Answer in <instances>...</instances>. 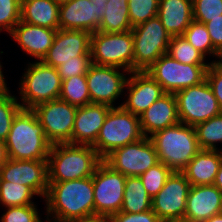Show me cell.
<instances>
[{
    "instance_id": "43",
    "label": "cell",
    "mask_w": 222,
    "mask_h": 222,
    "mask_svg": "<svg viewBox=\"0 0 222 222\" xmlns=\"http://www.w3.org/2000/svg\"><path fill=\"white\" fill-rule=\"evenodd\" d=\"M204 24L210 35L213 48L220 54L222 52V15Z\"/></svg>"
},
{
    "instance_id": "24",
    "label": "cell",
    "mask_w": 222,
    "mask_h": 222,
    "mask_svg": "<svg viewBox=\"0 0 222 222\" xmlns=\"http://www.w3.org/2000/svg\"><path fill=\"white\" fill-rule=\"evenodd\" d=\"M221 162V150L201 149L181 172L191 186L211 185L215 181Z\"/></svg>"
},
{
    "instance_id": "33",
    "label": "cell",
    "mask_w": 222,
    "mask_h": 222,
    "mask_svg": "<svg viewBox=\"0 0 222 222\" xmlns=\"http://www.w3.org/2000/svg\"><path fill=\"white\" fill-rule=\"evenodd\" d=\"M183 36L206 58L207 56L215 57L216 60H210V62H217L219 53L213 48V43L204 23L193 20L185 30Z\"/></svg>"
},
{
    "instance_id": "13",
    "label": "cell",
    "mask_w": 222,
    "mask_h": 222,
    "mask_svg": "<svg viewBox=\"0 0 222 222\" xmlns=\"http://www.w3.org/2000/svg\"><path fill=\"white\" fill-rule=\"evenodd\" d=\"M103 161L126 177H139L159 162L155 146L149 137L114 149Z\"/></svg>"
},
{
    "instance_id": "51",
    "label": "cell",
    "mask_w": 222,
    "mask_h": 222,
    "mask_svg": "<svg viewBox=\"0 0 222 222\" xmlns=\"http://www.w3.org/2000/svg\"><path fill=\"white\" fill-rule=\"evenodd\" d=\"M107 0H93L94 4L105 5Z\"/></svg>"
},
{
    "instance_id": "49",
    "label": "cell",
    "mask_w": 222,
    "mask_h": 222,
    "mask_svg": "<svg viewBox=\"0 0 222 222\" xmlns=\"http://www.w3.org/2000/svg\"><path fill=\"white\" fill-rule=\"evenodd\" d=\"M44 218L46 219V222H62L61 220L53 218V217H50L48 215H45ZM42 220H44V219L41 218L38 222H44Z\"/></svg>"
},
{
    "instance_id": "7",
    "label": "cell",
    "mask_w": 222,
    "mask_h": 222,
    "mask_svg": "<svg viewBox=\"0 0 222 222\" xmlns=\"http://www.w3.org/2000/svg\"><path fill=\"white\" fill-rule=\"evenodd\" d=\"M91 63L134 71V42L130 31L122 33H91Z\"/></svg>"
},
{
    "instance_id": "2",
    "label": "cell",
    "mask_w": 222,
    "mask_h": 222,
    "mask_svg": "<svg viewBox=\"0 0 222 222\" xmlns=\"http://www.w3.org/2000/svg\"><path fill=\"white\" fill-rule=\"evenodd\" d=\"M9 159L48 160L52 144L32 110L21 109L14 117L5 141Z\"/></svg>"
},
{
    "instance_id": "3",
    "label": "cell",
    "mask_w": 222,
    "mask_h": 222,
    "mask_svg": "<svg viewBox=\"0 0 222 222\" xmlns=\"http://www.w3.org/2000/svg\"><path fill=\"white\" fill-rule=\"evenodd\" d=\"M102 161L92 146L54 144L48 155L49 183L93 176Z\"/></svg>"
},
{
    "instance_id": "30",
    "label": "cell",
    "mask_w": 222,
    "mask_h": 222,
    "mask_svg": "<svg viewBox=\"0 0 222 222\" xmlns=\"http://www.w3.org/2000/svg\"><path fill=\"white\" fill-rule=\"evenodd\" d=\"M194 129L200 149L222 151V148H218V143H222V112L207 121L198 123Z\"/></svg>"
},
{
    "instance_id": "29",
    "label": "cell",
    "mask_w": 222,
    "mask_h": 222,
    "mask_svg": "<svg viewBox=\"0 0 222 222\" xmlns=\"http://www.w3.org/2000/svg\"><path fill=\"white\" fill-rule=\"evenodd\" d=\"M38 195L26 185L0 180V204L3 207L36 205Z\"/></svg>"
},
{
    "instance_id": "37",
    "label": "cell",
    "mask_w": 222,
    "mask_h": 222,
    "mask_svg": "<svg viewBox=\"0 0 222 222\" xmlns=\"http://www.w3.org/2000/svg\"><path fill=\"white\" fill-rule=\"evenodd\" d=\"M21 0H0V33L10 34L20 21Z\"/></svg>"
},
{
    "instance_id": "17",
    "label": "cell",
    "mask_w": 222,
    "mask_h": 222,
    "mask_svg": "<svg viewBox=\"0 0 222 222\" xmlns=\"http://www.w3.org/2000/svg\"><path fill=\"white\" fill-rule=\"evenodd\" d=\"M125 90L127 99L118 103V107L139 117L166 93L146 71L130 72Z\"/></svg>"
},
{
    "instance_id": "22",
    "label": "cell",
    "mask_w": 222,
    "mask_h": 222,
    "mask_svg": "<svg viewBox=\"0 0 222 222\" xmlns=\"http://www.w3.org/2000/svg\"><path fill=\"white\" fill-rule=\"evenodd\" d=\"M112 107L90 103L78 107L72 131V144L92 146L98 137L105 118Z\"/></svg>"
},
{
    "instance_id": "15",
    "label": "cell",
    "mask_w": 222,
    "mask_h": 222,
    "mask_svg": "<svg viewBox=\"0 0 222 222\" xmlns=\"http://www.w3.org/2000/svg\"><path fill=\"white\" fill-rule=\"evenodd\" d=\"M190 187L182 172L173 171L164 187L152 197V211L162 222H183Z\"/></svg>"
},
{
    "instance_id": "41",
    "label": "cell",
    "mask_w": 222,
    "mask_h": 222,
    "mask_svg": "<svg viewBox=\"0 0 222 222\" xmlns=\"http://www.w3.org/2000/svg\"><path fill=\"white\" fill-rule=\"evenodd\" d=\"M206 80L222 110V67L217 62H210L206 71Z\"/></svg>"
},
{
    "instance_id": "50",
    "label": "cell",
    "mask_w": 222,
    "mask_h": 222,
    "mask_svg": "<svg viewBox=\"0 0 222 222\" xmlns=\"http://www.w3.org/2000/svg\"><path fill=\"white\" fill-rule=\"evenodd\" d=\"M59 6L62 4H66L70 2L71 0H54Z\"/></svg>"
},
{
    "instance_id": "42",
    "label": "cell",
    "mask_w": 222,
    "mask_h": 222,
    "mask_svg": "<svg viewBox=\"0 0 222 222\" xmlns=\"http://www.w3.org/2000/svg\"><path fill=\"white\" fill-rule=\"evenodd\" d=\"M104 222H162L151 210L139 213L118 212L109 216Z\"/></svg>"
},
{
    "instance_id": "38",
    "label": "cell",
    "mask_w": 222,
    "mask_h": 222,
    "mask_svg": "<svg viewBox=\"0 0 222 222\" xmlns=\"http://www.w3.org/2000/svg\"><path fill=\"white\" fill-rule=\"evenodd\" d=\"M0 222H38L41 219L37 205L5 207ZM39 210V211H38Z\"/></svg>"
},
{
    "instance_id": "21",
    "label": "cell",
    "mask_w": 222,
    "mask_h": 222,
    "mask_svg": "<svg viewBox=\"0 0 222 222\" xmlns=\"http://www.w3.org/2000/svg\"><path fill=\"white\" fill-rule=\"evenodd\" d=\"M57 30L19 21L9 36L20 49L36 61H41L51 48Z\"/></svg>"
},
{
    "instance_id": "23",
    "label": "cell",
    "mask_w": 222,
    "mask_h": 222,
    "mask_svg": "<svg viewBox=\"0 0 222 222\" xmlns=\"http://www.w3.org/2000/svg\"><path fill=\"white\" fill-rule=\"evenodd\" d=\"M144 137L179 123L177 102L174 93H165L154 102L140 117Z\"/></svg>"
},
{
    "instance_id": "4",
    "label": "cell",
    "mask_w": 222,
    "mask_h": 222,
    "mask_svg": "<svg viewBox=\"0 0 222 222\" xmlns=\"http://www.w3.org/2000/svg\"><path fill=\"white\" fill-rule=\"evenodd\" d=\"M149 138L155 146L158 160L172 171L181 172L201 150L194 126L181 122L157 131Z\"/></svg>"
},
{
    "instance_id": "20",
    "label": "cell",
    "mask_w": 222,
    "mask_h": 222,
    "mask_svg": "<svg viewBox=\"0 0 222 222\" xmlns=\"http://www.w3.org/2000/svg\"><path fill=\"white\" fill-rule=\"evenodd\" d=\"M222 213V192L213 184L191 186L183 222H204Z\"/></svg>"
},
{
    "instance_id": "25",
    "label": "cell",
    "mask_w": 222,
    "mask_h": 222,
    "mask_svg": "<svg viewBox=\"0 0 222 222\" xmlns=\"http://www.w3.org/2000/svg\"><path fill=\"white\" fill-rule=\"evenodd\" d=\"M157 17L171 37L183 35L193 21L192 0H159Z\"/></svg>"
},
{
    "instance_id": "18",
    "label": "cell",
    "mask_w": 222,
    "mask_h": 222,
    "mask_svg": "<svg viewBox=\"0 0 222 222\" xmlns=\"http://www.w3.org/2000/svg\"><path fill=\"white\" fill-rule=\"evenodd\" d=\"M91 33L83 30L58 29L51 48L41 60L54 68L79 56L90 55Z\"/></svg>"
},
{
    "instance_id": "52",
    "label": "cell",
    "mask_w": 222,
    "mask_h": 222,
    "mask_svg": "<svg viewBox=\"0 0 222 222\" xmlns=\"http://www.w3.org/2000/svg\"><path fill=\"white\" fill-rule=\"evenodd\" d=\"M217 63L222 67V52L219 54Z\"/></svg>"
},
{
    "instance_id": "6",
    "label": "cell",
    "mask_w": 222,
    "mask_h": 222,
    "mask_svg": "<svg viewBox=\"0 0 222 222\" xmlns=\"http://www.w3.org/2000/svg\"><path fill=\"white\" fill-rule=\"evenodd\" d=\"M142 138H144V135L141 130L139 116L124 110L122 107H112L92 147L104 159L114 149Z\"/></svg>"
},
{
    "instance_id": "34",
    "label": "cell",
    "mask_w": 222,
    "mask_h": 222,
    "mask_svg": "<svg viewBox=\"0 0 222 222\" xmlns=\"http://www.w3.org/2000/svg\"><path fill=\"white\" fill-rule=\"evenodd\" d=\"M10 88L0 93V140L6 141L12 121L22 109L16 95Z\"/></svg>"
},
{
    "instance_id": "28",
    "label": "cell",
    "mask_w": 222,
    "mask_h": 222,
    "mask_svg": "<svg viewBox=\"0 0 222 222\" xmlns=\"http://www.w3.org/2000/svg\"><path fill=\"white\" fill-rule=\"evenodd\" d=\"M152 209V197L147 193L142 181L136 176H127L121 212L139 213Z\"/></svg>"
},
{
    "instance_id": "46",
    "label": "cell",
    "mask_w": 222,
    "mask_h": 222,
    "mask_svg": "<svg viewBox=\"0 0 222 222\" xmlns=\"http://www.w3.org/2000/svg\"><path fill=\"white\" fill-rule=\"evenodd\" d=\"M213 185L216 186L222 192V162L219 166Z\"/></svg>"
},
{
    "instance_id": "26",
    "label": "cell",
    "mask_w": 222,
    "mask_h": 222,
    "mask_svg": "<svg viewBox=\"0 0 222 222\" xmlns=\"http://www.w3.org/2000/svg\"><path fill=\"white\" fill-rule=\"evenodd\" d=\"M59 7L54 0H21L20 20L58 30Z\"/></svg>"
},
{
    "instance_id": "31",
    "label": "cell",
    "mask_w": 222,
    "mask_h": 222,
    "mask_svg": "<svg viewBox=\"0 0 222 222\" xmlns=\"http://www.w3.org/2000/svg\"><path fill=\"white\" fill-rule=\"evenodd\" d=\"M59 99L76 107H83L91 103L86 75H77L62 80Z\"/></svg>"
},
{
    "instance_id": "8",
    "label": "cell",
    "mask_w": 222,
    "mask_h": 222,
    "mask_svg": "<svg viewBox=\"0 0 222 222\" xmlns=\"http://www.w3.org/2000/svg\"><path fill=\"white\" fill-rule=\"evenodd\" d=\"M131 32L134 42V71H147L168 52L172 37L157 16L134 26Z\"/></svg>"
},
{
    "instance_id": "12",
    "label": "cell",
    "mask_w": 222,
    "mask_h": 222,
    "mask_svg": "<svg viewBox=\"0 0 222 222\" xmlns=\"http://www.w3.org/2000/svg\"><path fill=\"white\" fill-rule=\"evenodd\" d=\"M78 107L61 99L51 100L32 109L52 144H72V131Z\"/></svg>"
},
{
    "instance_id": "27",
    "label": "cell",
    "mask_w": 222,
    "mask_h": 222,
    "mask_svg": "<svg viewBox=\"0 0 222 222\" xmlns=\"http://www.w3.org/2000/svg\"><path fill=\"white\" fill-rule=\"evenodd\" d=\"M130 30H132V25L129 18L128 0H107L98 31L122 33Z\"/></svg>"
},
{
    "instance_id": "36",
    "label": "cell",
    "mask_w": 222,
    "mask_h": 222,
    "mask_svg": "<svg viewBox=\"0 0 222 222\" xmlns=\"http://www.w3.org/2000/svg\"><path fill=\"white\" fill-rule=\"evenodd\" d=\"M159 0H128L129 18L132 28L158 14Z\"/></svg>"
},
{
    "instance_id": "39",
    "label": "cell",
    "mask_w": 222,
    "mask_h": 222,
    "mask_svg": "<svg viewBox=\"0 0 222 222\" xmlns=\"http://www.w3.org/2000/svg\"><path fill=\"white\" fill-rule=\"evenodd\" d=\"M193 20L201 23L222 15V0H192Z\"/></svg>"
},
{
    "instance_id": "19",
    "label": "cell",
    "mask_w": 222,
    "mask_h": 222,
    "mask_svg": "<svg viewBox=\"0 0 222 222\" xmlns=\"http://www.w3.org/2000/svg\"><path fill=\"white\" fill-rule=\"evenodd\" d=\"M104 12L93 0H71L59 7V29L97 32Z\"/></svg>"
},
{
    "instance_id": "14",
    "label": "cell",
    "mask_w": 222,
    "mask_h": 222,
    "mask_svg": "<svg viewBox=\"0 0 222 222\" xmlns=\"http://www.w3.org/2000/svg\"><path fill=\"white\" fill-rule=\"evenodd\" d=\"M129 74L119 67L91 64L86 74L91 103L118 107L115 101L124 95Z\"/></svg>"
},
{
    "instance_id": "44",
    "label": "cell",
    "mask_w": 222,
    "mask_h": 222,
    "mask_svg": "<svg viewBox=\"0 0 222 222\" xmlns=\"http://www.w3.org/2000/svg\"><path fill=\"white\" fill-rule=\"evenodd\" d=\"M8 159L9 158H8L5 142L3 140H0V169L2 168V166L6 163Z\"/></svg>"
},
{
    "instance_id": "32",
    "label": "cell",
    "mask_w": 222,
    "mask_h": 222,
    "mask_svg": "<svg viewBox=\"0 0 222 222\" xmlns=\"http://www.w3.org/2000/svg\"><path fill=\"white\" fill-rule=\"evenodd\" d=\"M168 55L183 64L209 65L206 57L195 49L183 35L171 38L168 46Z\"/></svg>"
},
{
    "instance_id": "10",
    "label": "cell",
    "mask_w": 222,
    "mask_h": 222,
    "mask_svg": "<svg viewBox=\"0 0 222 222\" xmlns=\"http://www.w3.org/2000/svg\"><path fill=\"white\" fill-rule=\"evenodd\" d=\"M174 95L179 121L183 124L195 126L222 112L206 79L200 84L181 89Z\"/></svg>"
},
{
    "instance_id": "11",
    "label": "cell",
    "mask_w": 222,
    "mask_h": 222,
    "mask_svg": "<svg viewBox=\"0 0 222 222\" xmlns=\"http://www.w3.org/2000/svg\"><path fill=\"white\" fill-rule=\"evenodd\" d=\"M208 67L209 65L183 64L165 53L146 72L166 93H175L203 82Z\"/></svg>"
},
{
    "instance_id": "9",
    "label": "cell",
    "mask_w": 222,
    "mask_h": 222,
    "mask_svg": "<svg viewBox=\"0 0 222 222\" xmlns=\"http://www.w3.org/2000/svg\"><path fill=\"white\" fill-rule=\"evenodd\" d=\"M126 176L102 161L93 175L94 218L106 220L120 212Z\"/></svg>"
},
{
    "instance_id": "35",
    "label": "cell",
    "mask_w": 222,
    "mask_h": 222,
    "mask_svg": "<svg viewBox=\"0 0 222 222\" xmlns=\"http://www.w3.org/2000/svg\"><path fill=\"white\" fill-rule=\"evenodd\" d=\"M172 170L162 162H158L143 174L139 176L147 193L154 197L166 183L168 177L172 174Z\"/></svg>"
},
{
    "instance_id": "1",
    "label": "cell",
    "mask_w": 222,
    "mask_h": 222,
    "mask_svg": "<svg viewBox=\"0 0 222 222\" xmlns=\"http://www.w3.org/2000/svg\"><path fill=\"white\" fill-rule=\"evenodd\" d=\"M93 176L49 183L45 214L63 221L94 218Z\"/></svg>"
},
{
    "instance_id": "5",
    "label": "cell",
    "mask_w": 222,
    "mask_h": 222,
    "mask_svg": "<svg viewBox=\"0 0 222 222\" xmlns=\"http://www.w3.org/2000/svg\"><path fill=\"white\" fill-rule=\"evenodd\" d=\"M19 80V103L22 109L32 110L36 106L59 99L62 80L56 68L42 61L28 62ZM21 101V102H20Z\"/></svg>"
},
{
    "instance_id": "16",
    "label": "cell",
    "mask_w": 222,
    "mask_h": 222,
    "mask_svg": "<svg viewBox=\"0 0 222 222\" xmlns=\"http://www.w3.org/2000/svg\"><path fill=\"white\" fill-rule=\"evenodd\" d=\"M0 180L29 186L44 200L49 187L48 160L8 159L0 169Z\"/></svg>"
},
{
    "instance_id": "45",
    "label": "cell",
    "mask_w": 222,
    "mask_h": 222,
    "mask_svg": "<svg viewBox=\"0 0 222 222\" xmlns=\"http://www.w3.org/2000/svg\"><path fill=\"white\" fill-rule=\"evenodd\" d=\"M3 53H4L3 51H0V55L3 54ZM2 63L3 62L0 61V93L3 92V91H6L7 89L10 88V87H8L7 81L4 77V73H3L4 72L3 71L4 67H3Z\"/></svg>"
},
{
    "instance_id": "48",
    "label": "cell",
    "mask_w": 222,
    "mask_h": 222,
    "mask_svg": "<svg viewBox=\"0 0 222 222\" xmlns=\"http://www.w3.org/2000/svg\"><path fill=\"white\" fill-rule=\"evenodd\" d=\"M63 222H104V220L90 218V219H86V220H69V221H63Z\"/></svg>"
},
{
    "instance_id": "47",
    "label": "cell",
    "mask_w": 222,
    "mask_h": 222,
    "mask_svg": "<svg viewBox=\"0 0 222 222\" xmlns=\"http://www.w3.org/2000/svg\"><path fill=\"white\" fill-rule=\"evenodd\" d=\"M204 222H222V213L216 214Z\"/></svg>"
},
{
    "instance_id": "40",
    "label": "cell",
    "mask_w": 222,
    "mask_h": 222,
    "mask_svg": "<svg viewBox=\"0 0 222 222\" xmlns=\"http://www.w3.org/2000/svg\"><path fill=\"white\" fill-rule=\"evenodd\" d=\"M91 56H79V60H70L56 67L61 80L71 78L77 75H86L91 65Z\"/></svg>"
}]
</instances>
